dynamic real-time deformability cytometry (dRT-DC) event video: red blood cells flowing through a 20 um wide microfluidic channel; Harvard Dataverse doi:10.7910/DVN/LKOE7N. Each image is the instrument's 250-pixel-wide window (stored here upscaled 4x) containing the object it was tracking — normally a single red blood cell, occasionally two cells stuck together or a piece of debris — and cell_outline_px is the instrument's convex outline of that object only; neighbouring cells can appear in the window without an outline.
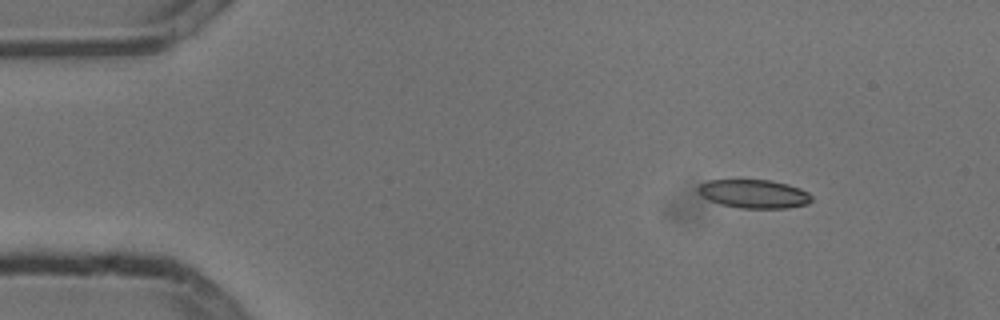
{"species": "common noctule bat (a hibernating species)", "species_latin": "Nyctalus noctula", "temperature_condition": "cold", "stored_images_in_passage": 5, "camera_frame_rate_fps": 3000, "um_per_image_px": 0.085, "animal": {"sex": "male", "body_mass_g": 13.3}, "frame": {"image": 1, "passage_image": 1, "time_ms": 0.0, "image_size_px": [1000, 320], "cell_outline_px": [[812, 200], [808, 204], [788, 208], [740, 208], [720, 204], [704, 196], [696, 188], [700, 184], [708, 180], [768, 180], [788, 184], [800, 188], [808, 192], [812, 196]], "centroid_in_image_um": [64.13, 16.48], "position_along_channel_um": 20.9, "area_um2": 18.79}}
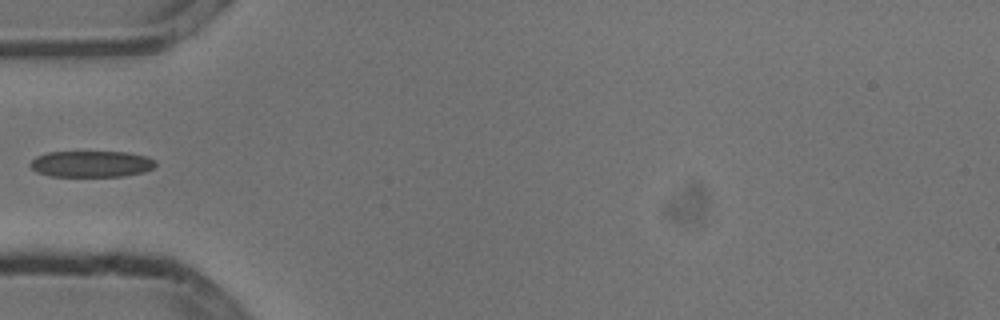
{"frame": {"image": 2, "passage_image": 4, "time_ms": 1.0, "image_size_px": [1000, 320], "cell_outline_px": [[156, 164], [152, 168], [144, 172], [124, 176], [52, 176], [36, 172], [32, 168], [32, 160], [36, 156], [48, 152], [128, 152], [144, 156], [156, 160]], "centroid_in_image_um": [7.78, 13.93], "position_along_channel_um": 77.2, "area_um2": 19.07}}
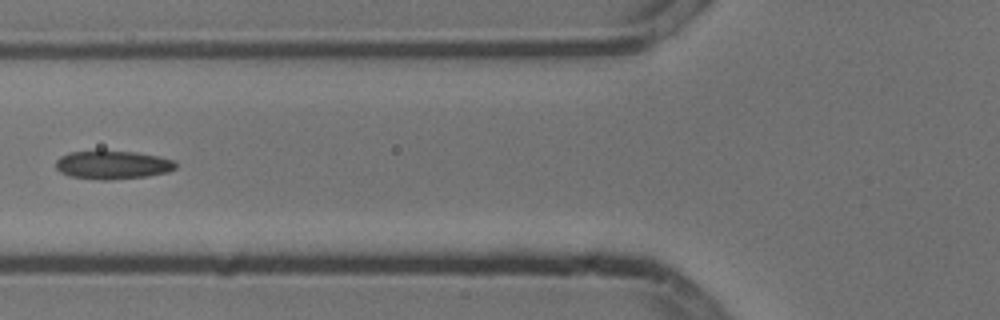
{"frame": {"image": 3, "passage_image": 5, "time_ms": 1.333, "image_size_px": [1000, 320], "cell_outline_px": [[176, 168], [168, 172], [148, 176], [108, 180], [100, 180], [68, 176], [60, 172], [56, 168], [56, 160], [60, 156], [68, 152], [136, 152], [160, 156], [176, 160]], "centroid_in_image_um": [9.6, 14.03], "position_along_channel_um": 116.2, "area_um2": 19.83}}